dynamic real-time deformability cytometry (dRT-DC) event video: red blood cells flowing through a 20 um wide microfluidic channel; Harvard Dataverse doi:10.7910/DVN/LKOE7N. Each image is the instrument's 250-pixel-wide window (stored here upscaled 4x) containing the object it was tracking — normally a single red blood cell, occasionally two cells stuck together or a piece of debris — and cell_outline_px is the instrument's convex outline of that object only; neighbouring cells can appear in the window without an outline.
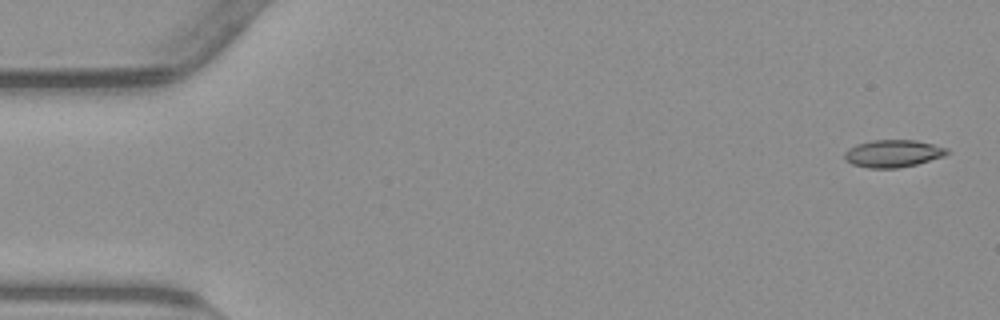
{"species": "common noctule bat (a hibernating species)", "species_latin": "Nyctalus noctula", "temperature_condition": "warm", "stored_images_in_passage": 55, "camera_frame_rate_fps": 3000, "um_per_image_px": 0.085, "animal": {"sex": "male", "body_mass_g": 23.1, "forearm_length_mm": 52.7}, "frame": {"image": 1, "passage_image": 2, "time_ms": 0.333, "image_size_px": [1000, 320], "cell_outline_px": [[948, 152], [944, 156], [916, 164], [896, 168], [868, 168], [852, 164], [844, 160], [844, 152], [848, 148], [856, 144], [872, 140], [916, 140], [948, 148]], "centroid_in_image_um": [75.86, 13.04], "position_along_channel_um": 9.1, "area_um2": 16.36}}
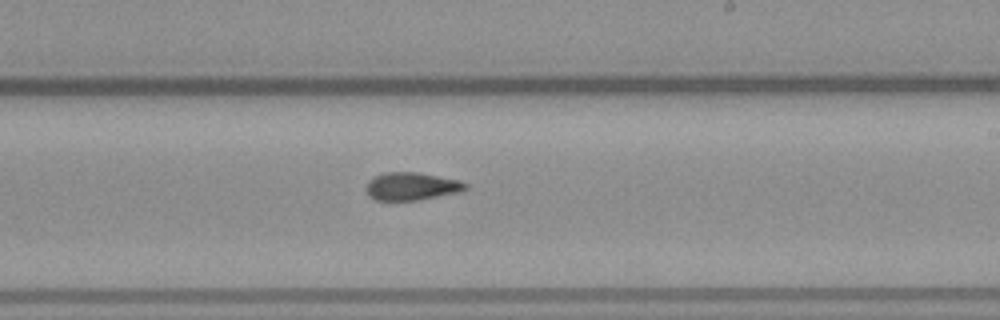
{"frame": {"image": 2, "passage_image": 32, "time_ms": 10.333, "image_size_px": [1000, 320], "cell_outline_px": [[468, 188], [460, 192], [420, 200], [376, 200], [368, 196], [368, 180], [384, 172], [420, 172], [460, 180], [468, 184]], "centroid_in_image_um": [35.04, 15.83], "position_along_channel_um": 254.0, "area_um2": 16.18}}
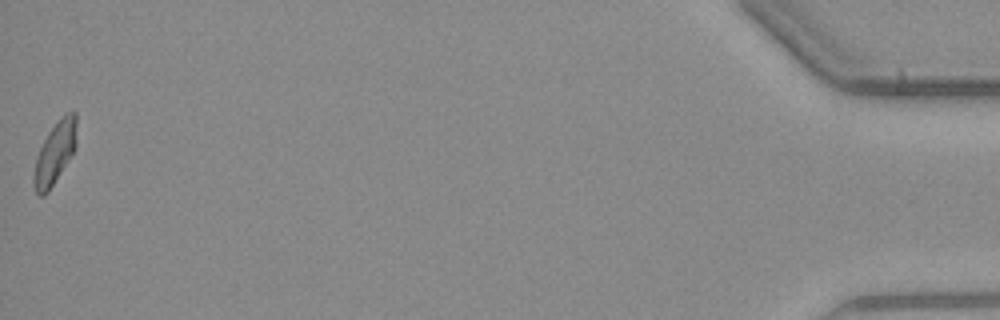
{"frame": {"image": 3, "passage_image": 55, "time_ms": 18.0, "image_size_px": [1000, 320], "cell_outline_px": [[76, 148], [48, 192], [44, 196], [40, 196], [36, 192], [32, 184], [32, 176], [36, 156], [48, 132], [60, 116], [64, 112], [76, 112]], "centroid_in_image_um": [4.65, 12.99], "position_along_channel_um": 430.6, "area_um2": 15.66}, "authors_computed_cell_mechanics": {"area_um2": 16.184, "velocity_mm_per_s": 3.8304, "shape_relaxation_time_tau1_ms": null, "shape_relaxation_time_tau2_ms": 2.6437, "deformation_change_tau1": null, "deformation_change_tau2": 0.0829}}